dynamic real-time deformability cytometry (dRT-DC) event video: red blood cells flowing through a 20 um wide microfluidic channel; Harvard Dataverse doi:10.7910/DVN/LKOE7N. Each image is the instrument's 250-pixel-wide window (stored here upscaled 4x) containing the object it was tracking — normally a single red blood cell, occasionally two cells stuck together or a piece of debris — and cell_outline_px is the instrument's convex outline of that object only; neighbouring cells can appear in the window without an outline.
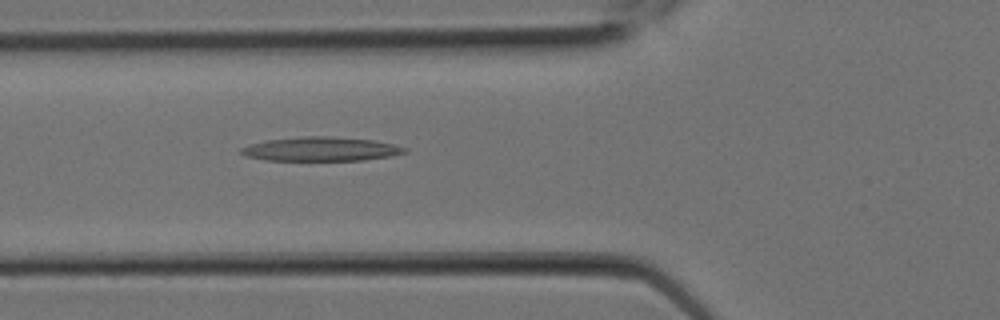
{"species": "Egyptian fruit bat (a non-hibernating species)", "species_latin": "Rousettus aegyptiacus", "temperature_condition": "room temperature", "stored_images_in_passage": 6, "camera_frame_rate_fps": 3000, "um_per_image_px": 0.085, "animal": {"sex": "female"}, "frame": {"image": 1, "passage_image": 6, "time_ms": 1.667, "image_size_px": [1000, 320], "cell_outline_px": [[408, 152], [392, 156], [364, 160], [264, 160], [244, 156], [240, 152], [240, 148], [264, 140], [300, 136], [332, 136], [372, 140], [392, 144], [408, 148]], "centroid_in_image_um": [27.27, 12.66], "position_along_channel_um": 98.5, "area_um2": 23.06}}